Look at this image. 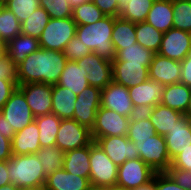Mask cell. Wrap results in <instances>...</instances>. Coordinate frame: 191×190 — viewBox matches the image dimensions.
<instances>
[{"mask_svg": "<svg viewBox=\"0 0 191 190\" xmlns=\"http://www.w3.org/2000/svg\"><path fill=\"white\" fill-rule=\"evenodd\" d=\"M186 115H188L191 119V97L187 106V111H186Z\"/></svg>", "mask_w": 191, "mask_h": 190, "instance_id": "obj_59", "label": "cell"}, {"mask_svg": "<svg viewBox=\"0 0 191 190\" xmlns=\"http://www.w3.org/2000/svg\"><path fill=\"white\" fill-rule=\"evenodd\" d=\"M155 190H185L166 172L155 173Z\"/></svg>", "mask_w": 191, "mask_h": 190, "instance_id": "obj_46", "label": "cell"}, {"mask_svg": "<svg viewBox=\"0 0 191 190\" xmlns=\"http://www.w3.org/2000/svg\"><path fill=\"white\" fill-rule=\"evenodd\" d=\"M105 16L92 1L82 3L72 10V18L77 25L92 24Z\"/></svg>", "mask_w": 191, "mask_h": 190, "instance_id": "obj_38", "label": "cell"}, {"mask_svg": "<svg viewBox=\"0 0 191 190\" xmlns=\"http://www.w3.org/2000/svg\"><path fill=\"white\" fill-rule=\"evenodd\" d=\"M77 95L69 88L52 85V113L62 119H73Z\"/></svg>", "mask_w": 191, "mask_h": 190, "instance_id": "obj_24", "label": "cell"}, {"mask_svg": "<svg viewBox=\"0 0 191 190\" xmlns=\"http://www.w3.org/2000/svg\"><path fill=\"white\" fill-rule=\"evenodd\" d=\"M20 190H45V187H33V188H26V189H20Z\"/></svg>", "mask_w": 191, "mask_h": 190, "instance_id": "obj_61", "label": "cell"}, {"mask_svg": "<svg viewBox=\"0 0 191 190\" xmlns=\"http://www.w3.org/2000/svg\"><path fill=\"white\" fill-rule=\"evenodd\" d=\"M76 28L72 17L50 18L39 38L40 48L64 51L66 44L76 35Z\"/></svg>", "mask_w": 191, "mask_h": 190, "instance_id": "obj_6", "label": "cell"}, {"mask_svg": "<svg viewBox=\"0 0 191 190\" xmlns=\"http://www.w3.org/2000/svg\"><path fill=\"white\" fill-rule=\"evenodd\" d=\"M181 64V81L191 88V50L188 55L180 62Z\"/></svg>", "mask_w": 191, "mask_h": 190, "instance_id": "obj_51", "label": "cell"}, {"mask_svg": "<svg viewBox=\"0 0 191 190\" xmlns=\"http://www.w3.org/2000/svg\"><path fill=\"white\" fill-rule=\"evenodd\" d=\"M0 190H20L13 183H9L5 186L0 187Z\"/></svg>", "mask_w": 191, "mask_h": 190, "instance_id": "obj_57", "label": "cell"}, {"mask_svg": "<svg viewBox=\"0 0 191 190\" xmlns=\"http://www.w3.org/2000/svg\"><path fill=\"white\" fill-rule=\"evenodd\" d=\"M106 16L119 17L121 8L118 0H93L92 1Z\"/></svg>", "mask_w": 191, "mask_h": 190, "instance_id": "obj_47", "label": "cell"}, {"mask_svg": "<svg viewBox=\"0 0 191 190\" xmlns=\"http://www.w3.org/2000/svg\"><path fill=\"white\" fill-rule=\"evenodd\" d=\"M41 148L55 146L61 119L54 113L35 117Z\"/></svg>", "mask_w": 191, "mask_h": 190, "instance_id": "obj_30", "label": "cell"}, {"mask_svg": "<svg viewBox=\"0 0 191 190\" xmlns=\"http://www.w3.org/2000/svg\"><path fill=\"white\" fill-rule=\"evenodd\" d=\"M101 90L88 86L77 95L73 119L90 130L94 127L96 113L101 107Z\"/></svg>", "mask_w": 191, "mask_h": 190, "instance_id": "obj_10", "label": "cell"}, {"mask_svg": "<svg viewBox=\"0 0 191 190\" xmlns=\"http://www.w3.org/2000/svg\"><path fill=\"white\" fill-rule=\"evenodd\" d=\"M132 190H155V174L149 182L140 185L139 187L134 188Z\"/></svg>", "mask_w": 191, "mask_h": 190, "instance_id": "obj_55", "label": "cell"}, {"mask_svg": "<svg viewBox=\"0 0 191 190\" xmlns=\"http://www.w3.org/2000/svg\"><path fill=\"white\" fill-rule=\"evenodd\" d=\"M18 88L35 117L52 113V85L36 82L18 85Z\"/></svg>", "mask_w": 191, "mask_h": 190, "instance_id": "obj_13", "label": "cell"}, {"mask_svg": "<svg viewBox=\"0 0 191 190\" xmlns=\"http://www.w3.org/2000/svg\"><path fill=\"white\" fill-rule=\"evenodd\" d=\"M11 183L8 173V161H0V187Z\"/></svg>", "mask_w": 191, "mask_h": 190, "instance_id": "obj_54", "label": "cell"}, {"mask_svg": "<svg viewBox=\"0 0 191 190\" xmlns=\"http://www.w3.org/2000/svg\"><path fill=\"white\" fill-rule=\"evenodd\" d=\"M157 134L154 125L149 118L129 123L127 138L128 139H144Z\"/></svg>", "mask_w": 191, "mask_h": 190, "instance_id": "obj_42", "label": "cell"}, {"mask_svg": "<svg viewBox=\"0 0 191 190\" xmlns=\"http://www.w3.org/2000/svg\"><path fill=\"white\" fill-rule=\"evenodd\" d=\"M0 79L11 80L18 85L17 65L6 54L0 58Z\"/></svg>", "mask_w": 191, "mask_h": 190, "instance_id": "obj_44", "label": "cell"}, {"mask_svg": "<svg viewBox=\"0 0 191 190\" xmlns=\"http://www.w3.org/2000/svg\"><path fill=\"white\" fill-rule=\"evenodd\" d=\"M21 34V23L15 14L8 10L4 5L0 9V37L6 44L14 37Z\"/></svg>", "mask_w": 191, "mask_h": 190, "instance_id": "obj_37", "label": "cell"}, {"mask_svg": "<svg viewBox=\"0 0 191 190\" xmlns=\"http://www.w3.org/2000/svg\"><path fill=\"white\" fill-rule=\"evenodd\" d=\"M12 155V141L0 134V161L10 160Z\"/></svg>", "mask_w": 191, "mask_h": 190, "instance_id": "obj_52", "label": "cell"}, {"mask_svg": "<svg viewBox=\"0 0 191 190\" xmlns=\"http://www.w3.org/2000/svg\"><path fill=\"white\" fill-rule=\"evenodd\" d=\"M45 190H89V178L80 177L60 169L46 178Z\"/></svg>", "mask_w": 191, "mask_h": 190, "instance_id": "obj_21", "label": "cell"}, {"mask_svg": "<svg viewBox=\"0 0 191 190\" xmlns=\"http://www.w3.org/2000/svg\"><path fill=\"white\" fill-rule=\"evenodd\" d=\"M15 133V130L11 125H9L7 118H5L3 113L0 111V134H3L5 138L12 141Z\"/></svg>", "mask_w": 191, "mask_h": 190, "instance_id": "obj_53", "label": "cell"}, {"mask_svg": "<svg viewBox=\"0 0 191 190\" xmlns=\"http://www.w3.org/2000/svg\"><path fill=\"white\" fill-rule=\"evenodd\" d=\"M154 0H128V3L121 9L119 17L133 23L146 20Z\"/></svg>", "mask_w": 191, "mask_h": 190, "instance_id": "obj_36", "label": "cell"}, {"mask_svg": "<svg viewBox=\"0 0 191 190\" xmlns=\"http://www.w3.org/2000/svg\"><path fill=\"white\" fill-rule=\"evenodd\" d=\"M3 7V3L0 1V9Z\"/></svg>", "mask_w": 191, "mask_h": 190, "instance_id": "obj_62", "label": "cell"}, {"mask_svg": "<svg viewBox=\"0 0 191 190\" xmlns=\"http://www.w3.org/2000/svg\"><path fill=\"white\" fill-rule=\"evenodd\" d=\"M100 101L101 107L113 110L125 117H129L134 108L128 88L114 81L101 90Z\"/></svg>", "mask_w": 191, "mask_h": 190, "instance_id": "obj_16", "label": "cell"}, {"mask_svg": "<svg viewBox=\"0 0 191 190\" xmlns=\"http://www.w3.org/2000/svg\"><path fill=\"white\" fill-rule=\"evenodd\" d=\"M69 4L71 5L72 8H75L76 6L82 4V3H87L91 2L93 0H68Z\"/></svg>", "mask_w": 191, "mask_h": 190, "instance_id": "obj_56", "label": "cell"}, {"mask_svg": "<svg viewBox=\"0 0 191 190\" xmlns=\"http://www.w3.org/2000/svg\"><path fill=\"white\" fill-rule=\"evenodd\" d=\"M171 161L191 145V119L182 114L175 126L164 136Z\"/></svg>", "mask_w": 191, "mask_h": 190, "instance_id": "obj_18", "label": "cell"}, {"mask_svg": "<svg viewBox=\"0 0 191 190\" xmlns=\"http://www.w3.org/2000/svg\"><path fill=\"white\" fill-rule=\"evenodd\" d=\"M89 162L91 187L97 190L116 189L118 166L95 141L90 144Z\"/></svg>", "mask_w": 191, "mask_h": 190, "instance_id": "obj_4", "label": "cell"}, {"mask_svg": "<svg viewBox=\"0 0 191 190\" xmlns=\"http://www.w3.org/2000/svg\"><path fill=\"white\" fill-rule=\"evenodd\" d=\"M129 123V117L100 107L96 113L94 127L91 129L93 141L100 137L127 135Z\"/></svg>", "mask_w": 191, "mask_h": 190, "instance_id": "obj_9", "label": "cell"}, {"mask_svg": "<svg viewBox=\"0 0 191 190\" xmlns=\"http://www.w3.org/2000/svg\"><path fill=\"white\" fill-rule=\"evenodd\" d=\"M13 12L20 23H23L37 8L39 0H5L3 4Z\"/></svg>", "mask_w": 191, "mask_h": 190, "instance_id": "obj_40", "label": "cell"}, {"mask_svg": "<svg viewBox=\"0 0 191 190\" xmlns=\"http://www.w3.org/2000/svg\"><path fill=\"white\" fill-rule=\"evenodd\" d=\"M95 142L118 167L126 160L139 158L134 142L126 135L100 137Z\"/></svg>", "mask_w": 191, "mask_h": 190, "instance_id": "obj_14", "label": "cell"}, {"mask_svg": "<svg viewBox=\"0 0 191 190\" xmlns=\"http://www.w3.org/2000/svg\"><path fill=\"white\" fill-rule=\"evenodd\" d=\"M170 168H179L186 171H191V145L180 152L171 163Z\"/></svg>", "mask_w": 191, "mask_h": 190, "instance_id": "obj_48", "label": "cell"}, {"mask_svg": "<svg viewBox=\"0 0 191 190\" xmlns=\"http://www.w3.org/2000/svg\"><path fill=\"white\" fill-rule=\"evenodd\" d=\"M156 172L140 158L126 160L118 167L117 190H132L149 182Z\"/></svg>", "mask_w": 191, "mask_h": 190, "instance_id": "obj_7", "label": "cell"}, {"mask_svg": "<svg viewBox=\"0 0 191 190\" xmlns=\"http://www.w3.org/2000/svg\"><path fill=\"white\" fill-rule=\"evenodd\" d=\"M66 62L63 51L39 48L17 65L18 85L36 82L57 84Z\"/></svg>", "mask_w": 191, "mask_h": 190, "instance_id": "obj_1", "label": "cell"}, {"mask_svg": "<svg viewBox=\"0 0 191 190\" xmlns=\"http://www.w3.org/2000/svg\"><path fill=\"white\" fill-rule=\"evenodd\" d=\"M8 173L10 182L19 189L44 187L47 178L36 154L12 155Z\"/></svg>", "mask_w": 191, "mask_h": 190, "instance_id": "obj_3", "label": "cell"}, {"mask_svg": "<svg viewBox=\"0 0 191 190\" xmlns=\"http://www.w3.org/2000/svg\"><path fill=\"white\" fill-rule=\"evenodd\" d=\"M134 106L161 104L164 86L148 79L139 85L128 88Z\"/></svg>", "mask_w": 191, "mask_h": 190, "instance_id": "obj_22", "label": "cell"}, {"mask_svg": "<svg viewBox=\"0 0 191 190\" xmlns=\"http://www.w3.org/2000/svg\"><path fill=\"white\" fill-rule=\"evenodd\" d=\"M6 44L0 40V58L6 54Z\"/></svg>", "mask_w": 191, "mask_h": 190, "instance_id": "obj_58", "label": "cell"}, {"mask_svg": "<svg viewBox=\"0 0 191 190\" xmlns=\"http://www.w3.org/2000/svg\"><path fill=\"white\" fill-rule=\"evenodd\" d=\"M36 155L41 160L46 177L63 169L64 152L56 145L40 148Z\"/></svg>", "mask_w": 191, "mask_h": 190, "instance_id": "obj_34", "label": "cell"}, {"mask_svg": "<svg viewBox=\"0 0 191 190\" xmlns=\"http://www.w3.org/2000/svg\"><path fill=\"white\" fill-rule=\"evenodd\" d=\"M86 69L79 66L76 61L67 60L60 75L58 85L69 88L74 94H80L89 85Z\"/></svg>", "mask_w": 191, "mask_h": 190, "instance_id": "obj_23", "label": "cell"}, {"mask_svg": "<svg viewBox=\"0 0 191 190\" xmlns=\"http://www.w3.org/2000/svg\"><path fill=\"white\" fill-rule=\"evenodd\" d=\"M148 73L150 80L157 81L163 86L180 83L181 64L180 61L156 53L153 55Z\"/></svg>", "mask_w": 191, "mask_h": 190, "instance_id": "obj_17", "label": "cell"}, {"mask_svg": "<svg viewBox=\"0 0 191 190\" xmlns=\"http://www.w3.org/2000/svg\"><path fill=\"white\" fill-rule=\"evenodd\" d=\"M173 27L191 32V0L172 1Z\"/></svg>", "mask_w": 191, "mask_h": 190, "instance_id": "obj_39", "label": "cell"}, {"mask_svg": "<svg viewBox=\"0 0 191 190\" xmlns=\"http://www.w3.org/2000/svg\"><path fill=\"white\" fill-rule=\"evenodd\" d=\"M119 6L122 9L127 3L128 0H118Z\"/></svg>", "mask_w": 191, "mask_h": 190, "instance_id": "obj_60", "label": "cell"}, {"mask_svg": "<svg viewBox=\"0 0 191 190\" xmlns=\"http://www.w3.org/2000/svg\"><path fill=\"white\" fill-rule=\"evenodd\" d=\"M40 148L39 128L35 120L16 132L12 139L13 155L36 154Z\"/></svg>", "mask_w": 191, "mask_h": 190, "instance_id": "obj_20", "label": "cell"}, {"mask_svg": "<svg viewBox=\"0 0 191 190\" xmlns=\"http://www.w3.org/2000/svg\"><path fill=\"white\" fill-rule=\"evenodd\" d=\"M116 17L105 16L92 24L77 25L76 35L95 54L113 60L116 52L111 41Z\"/></svg>", "mask_w": 191, "mask_h": 190, "instance_id": "obj_2", "label": "cell"}, {"mask_svg": "<svg viewBox=\"0 0 191 190\" xmlns=\"http://www.w3.org/2000/svg\"><path fill=\"white\" fill-rule=\"evenodd\" d=\"M145 21L163 33L173 28L172 1L154 0Z\"/></svg>", "mask_w": 191, "mask_h": 190, "instance_id": "obj_27", "label": "cell"}, {"mask_svg": "<svg viewBox=\"0 0 191 190\" xmlns=\"http://www.w3.org/2000/svg\"><path fill=\"white\" fill-rule=\"evenodd\" d=\"M42 7L50 16V18L64 19L72 17L73 8L68 0H39Z\"/></svg>", "mask_w": 191, "mask_h": 190, "instance_id": "obj_41", "label": "cell"}, {"mask_svg": "<svg viewBox=\"0 0 191 190\" xmlns=\"http://www.w3.org/2000/svg\"><path fill=\"white\" fill-rule=\"evenodd\" d=\"M154 107L155 106H151V105L134 106V108L132 109L129 115V120L131 122H136V121L150 118Z\"/></svg>", "mask_w": 191, "mask_h": 190, "instance_id": "obj_50", "label": "cell"}, {"mask_svg": "<svg viewBox=\"0 0 191 190\" xmlns=\"http://www.w3.org/2000/svg\"><path fill=\"white\" fill-rule=\"evenodd\" d=\"M181 115L182 113L179 111L162 104H157L154 107L149 120L154 125L156 133L165 136L169 130L175 126V123Z\"/></svg>", "mask_w": 191, "mask_h": 190, "instance_id": "obj_29", "label": "cell"}, {"mask_svg": "<svg viewBox=\"0 0 191 190\" xmlns=\"http://www.w3.org/2000/svg\"><path fill=\"white\" fill-rule=\"evenodd\" d=\"M79 66L86 69L87 80L90 86L102 90L113 81L112 60L105 59L94 52L76 61Z\"/></svg>", "mask_w": 191, "mask_h": 190, "instance_id": "obj_12", "label": "cell"}, {"mask_svg": "<svg viewBox=\"0 0 191 190\" xmlns=\"http://www.w3.org/2000/svg\"><path fill=\"white\" fill-rule=\"evenodd\" d=\"M93 142L91 130L74 119H62L55 145L63 152L83 148Z\"/></svg>", "mask_w": 191, "mask_h": 190, "instance_id": "obj_8", "label": "cell"}, {"mask_svg": "<svg viewBox=\"0 0 191 190\" xmlns=\"http://www.w3.org/2000/svg\"><path fill=\"white\" fill-rule=\"evenodd\" d=\"M0 111L7 118L9 125L12 126L15 132L21 131L35 120V116L27 104L24 93L18 87Z\"/></svg>", "mask_w": 191, "mask_h": 190, "instance_id": "obj_11", "label": "cell"}, {"mask_svg": "<svg viewBox=\"0 0 191 190\" xmlns=\"http://www.w3.org/2000/svg\"><path fill=\"white\" fill-rule=\"evenodd\" d=\"M191 97V88L183 83L165 85L161 104L186 114L187 106Z\"/></svg>", "mask_w": 191, "mask_h": 190, "instance_id": "obj_25", "label": "cell"}, {"mask_svg": "<svg viewBox=\"0 0 191 190\" xmlns=\"http://www.w3.org/2000/svg\"><path fill=\"white\" fill-rule=\"evenodd\" d=\"M111 41L114 49H124L137 43L135 23L116 17L112 31Z\"/></svg>", "mask_w": 191, "mask_h": 190, "instance_id": "obj_31", "label": "cell"}, {"mask_svg": "<svg viewBox=\"0 0 191 190\" xmlns=\"http://www.w3.org/2000/svg\"><path fill=\"white\" fill-rule=\"evenodd\" d=\"M64 55L67 60L78 61L92 51L85 44L81 42L79 37L75 35L64 49Z\"/></svg>", "mask_w": 191, "mask_h": 190, "instance_id": "obj_43", "label": "cell"}, {"mask_svg": "<svg viewBox=\"0 0 191 190\" xmlns=\"http://www.w3.org/2000/svg\"><path fill=\"white\" fill-rule=\"evenodd\" d=\"M136 41L139 45L151 50L155 54L158 53L163 32L155 29L146 21L135 23Z\"/></svg>", "mask_w": 191, "mask_h": 190, "instance_id": "obj_32", "label": "cell"}, {"mask_svg": "<svg viewBox=\"0 0 191 190\" xmlns=\"http://www.w3.org/2000/svg\"><path fill=\"white\" fill-rule=\"evenodd\" d=\"M190 32L171 28L163 34L158 54L182 61L191 50Z\"/></svg>", "mask_w": 191, "mask_h": 190, "instance_id": "obj_15", "label": "cell"}, {"mask_svg": "<svg viewBox=\"0 0 191 190\" xmlns=\"http://www.w3.org/2000/svg\"><path fill=\"white\" fill-rule=\"evenodd\" d=\"M116 57L112 61H128V63H142L143 66L149 69L152 62L153 55L155 54L149 49L144 48L138 43L132 46L125 47L124 49H115Z\"/></svg>", "mask_w": 191, "mask_h": 190, "instance_id": "obj_33", "label": "cell"}, {"mask_svg": "<svg viewBox=\"0 0 191 190\" xmlns=\"http://www.w3.org/2000/svg\"><path fill=\"white\" fill-rule=\"evenodd\" d=\"M40 48L39 39L20 34L6 43V55L10 57L16 65L21 63L26 56Z\"/></svg>", "mask_w": 191, "mask_h": 190, "instance_id": "obj_28", "label": "cell"}, {"mask_svg": "<svg viewBox=\"0 0 191 190\" xmlns=\"http://www.w3.org/2000/svg\"><path fill=\"white\" fill-rule=\"evenodd\" d=\"M134 142L139 158L156 173L166 172L171 166L164 136L155 134L144 139H129Z\"/></svg>", "mask_w": 191, "mask_h": 190, "instance_id": "obj_5", "label": "cell"}, {"mask_svg": "<svg viewBox=\"0 0 191 190\" xmlns=\"http://www.w3.org/2000/svg\"><path fill=\"white\" fill-rule=\"evenodd\" d=\"M113 81L127 88L139 85L149 79L148 68L142 63L112 61Z\"/></svg>", "mask_w": 191, "mask_h": 190, "instance_id": "obj_19", "label": "cell"}, {"mask_svg": "<svg viewBox=\"0 0 191 190\" xmlns=\"http://www.w3.org/2000/svg\"><path fill=\"white\" fill-rule=\"evenodd\" d=\"M17 87L18 85L11 80L0 79V110Z\"/></svg>", "mask_w": 191, "mask_h": 190, "instance_id": "obj_49", "label": "cell"}, {"mask_svg": "<svg viewBox=\"0 0 191 190\" xmlns=\"http://www.w3.org/2000/svg\"><path fill=\"white\" fill-rule=\"evenodd\" d=\"M90 144L79 149L64 152L63 169L80 177L90 175Z\"/></svg>", "mask_w": 191, "mask_h": 190, "instance_id": "obj_26", "label": "cell"}, {"mask_svg": "<svg viewBox=\"0 0 191 190\" xmlns=\"http://www.w3.org/2000/svg\"><path fill=\"white\" fill-rule=\"evenodd\" d=\"M166 173L183 189L191 190V171L169 168Z\"/></svg>", "mask_w": 191, "mask_h": 190, "instance_id": "obj_45", "label": "cell"}, {"mask_svg": "<svg viewBox=\"0 0 191 190\" xmlns=\"http://www.w3.org/2000/svg\"><path fill=\"white\" fill-rule=\"evenodd\" d=\"M49 20V14L39 7L21 23V33L39 39Z\"/></svg>", "mask_w": 191, "mask_h": 190, "instance_id": "obj_35", "label": "cell"}]
</instances>
